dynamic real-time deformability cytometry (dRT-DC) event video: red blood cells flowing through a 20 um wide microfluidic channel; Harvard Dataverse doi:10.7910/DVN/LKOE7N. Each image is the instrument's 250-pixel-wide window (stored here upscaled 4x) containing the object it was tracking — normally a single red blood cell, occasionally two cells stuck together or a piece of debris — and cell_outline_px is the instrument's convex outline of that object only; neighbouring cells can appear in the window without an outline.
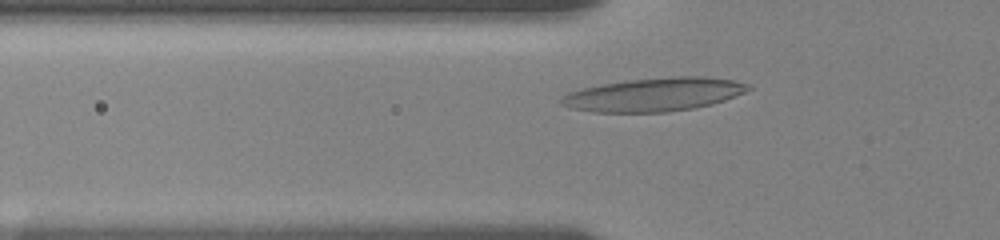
{"species": "human", "species_latin": "Homo sapiens", "temperature_condition": "room temperature", "stored_images_in_passage": 41, "camera_frame_rate_fps": 3000, "um_per_image_px": 0.085, "donor": {"sex": "female"}, "frame": {"image": 1, "passage_image": 10, "time_ms": 3.0, "image_size_px": [1000, 240], "cell_outline_px": [[752, 88], [744, 92], [724, 100], [712, 104], [692, 108], [668, 112], [592, 112], [572, 108], [560, 104], [560, 96], [568, 92], [600, 84], [628, 80], [680, 76], [704, 76], [732, 80], [748, 84]], "centroid_in_image_um": [55.56, 8.04], "position_along_channel_um": 70.2, "area_um2": 36.3}}
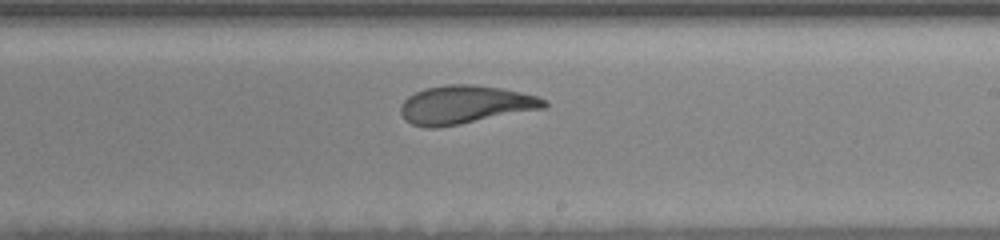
{"frame": {"image": 2, "passage_image": 25, "time_ms": 8.0, "image_size_px": [1000, 240], "cell_outline_px": [[548, 104], [544, 108], [460, 124], [436, 128], [424, 128], [412, 124], [400, 112], [400, 104], [408, 96], [424, 88], [448, 84], [472, 84], [500, 88], [520, 92], [536, 96], [548, 100]], "centroid_in_image_um": [39.52, 8.89], "position_along_channel_um": 249.5, "area_um2": 31.91}}
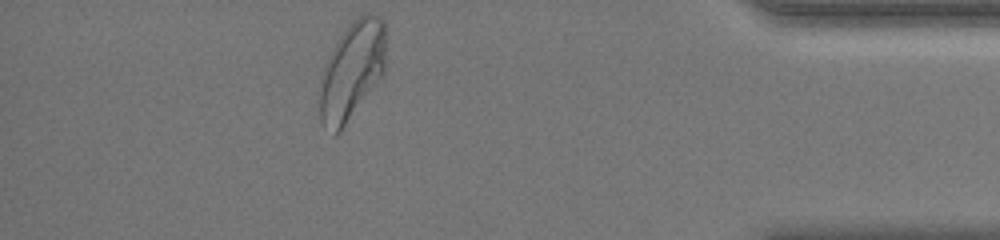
{"frame": {"image": 3, "passage_image": 41, "time_ms": 13.333, "image_size_px": [1000, 240], "cell_outline_px": [[384, 72], [340, 132], [336, 136], [332, 136], [320, 120], [316, 92], [320, 76], [324, 64], [336, 40], [348, 24], [352, 20], [364, 12], [372, 12], [384, 20]], "centroid_in_image_um": [29.83, 6.02], "position_along_channel_um": 405.4, "area_um2": 38.55}, "authors_computed_cell_mechanics": {"area_um2": 32.657, "velocity_mm_per_s": 3.5914, "shape_relaxation_time_tau1_ms": 4.799, "shape_relaxation_time_tau2_ms": 1.3806, "deformation_change_tau1": 0.1851, "deformation_change_tau2": 0.0886}}